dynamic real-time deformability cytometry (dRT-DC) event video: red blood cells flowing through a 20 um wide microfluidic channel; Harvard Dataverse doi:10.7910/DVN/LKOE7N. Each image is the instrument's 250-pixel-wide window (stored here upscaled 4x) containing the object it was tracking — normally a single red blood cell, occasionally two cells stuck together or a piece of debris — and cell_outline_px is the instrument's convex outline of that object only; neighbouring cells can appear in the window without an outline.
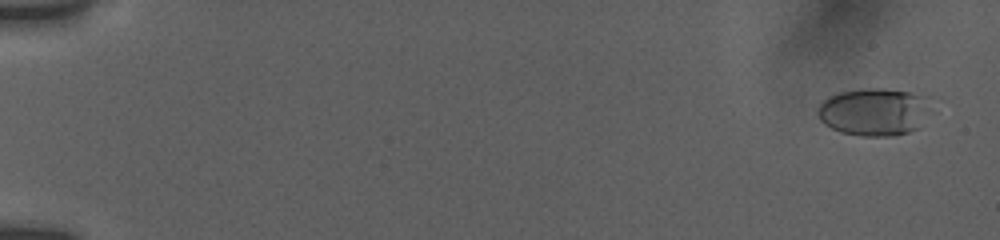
{"species": "human", "species_latin": "Homo sapiens", "temperature_condition": "room temperature", "stored_images_in_passage": 55, "camera_frame_rate_fps": 3000, "um_per_image_px": 0.085, "donor": {"sex": "female"}, "frame": {"image": 1, "passage_image": 5, "time_ms": 0.667, "image_size_px": [1000, 240], "cell_outline_px": [[928, 108], [916, 128], [908, 132], [896, 136], [860, 136], [840, 132], [824, 124], [820, 120], [816, 112], [816, 108], [828, 96], [840, 92], [868, 88], [880, 88], [908, 92], [928, 96]], "centroid_in_image_um": [74.22, 9.51], "position_along_channel_um": 10.8, "area_um2": 31.15}}
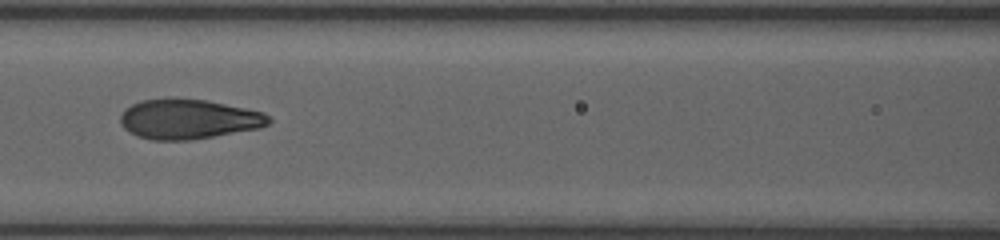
{"frame": {"image": 2, "passage_image": 36, "time_ms": 9.0, "image_size_px": [1000, 240], "cell_outline_px": [[272, 120], [268, 124], [260, 128], [188, 140], [152, 140], [136, 136], [124, 128], [120, 124], [120, 116], [124, 108], [140, 100], [168, 96], [176, 96], [204, 100], [264, 112]], "centroid_in_image_um": [15.95, 10.09], "position_along_channel_um": 150.6, "area_um2": 34.85}}
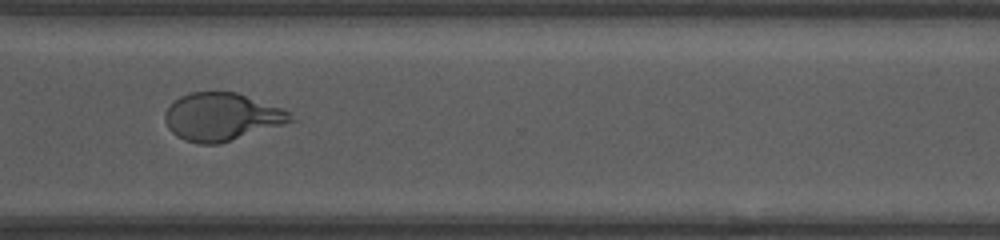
{"frame": {"image": 3, "passage_image": 54, "time_ms": 14.333, "image_size_px": [1000, 240], "cell_outline_px": [[296, 120], [284, 124], [220, 144], [200, 144], [184, 140], [176, 136], [168, 128], [164, 120], [164, 112], [180, 96], [192, 92], [236, 92], [284, 108]], "centroid_in_image_um": [18.84, 9.94], "position_along_channel_um": 351.8, "area_um2": 34.97}}